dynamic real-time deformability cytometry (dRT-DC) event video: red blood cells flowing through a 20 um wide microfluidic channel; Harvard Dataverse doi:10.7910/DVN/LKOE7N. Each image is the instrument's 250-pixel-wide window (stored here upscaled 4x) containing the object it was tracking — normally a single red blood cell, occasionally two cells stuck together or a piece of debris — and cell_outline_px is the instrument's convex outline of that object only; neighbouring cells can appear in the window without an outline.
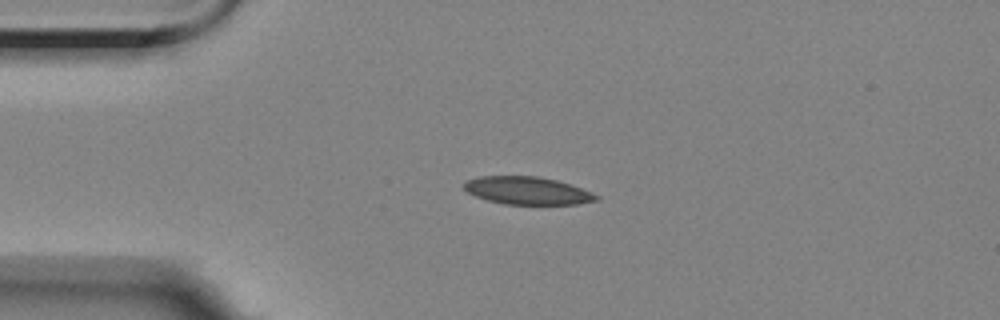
{"species": "Egyptian fruit bat (a non-hibernating species)", "species_latin": "Rousettus aegyptiacus", "temperature_condition": "room temperature", "stored_images_in_passage": 5, "camera_frame_rate_fps": 3000, "um_per_image_px": 0.085, "animal": {"sex": "female"}, "frame": {"image": 1, "passage_image": 3, "time_ms": 2.333, "image_size_px": [1000, 320], "cell_outline_px": [[600, 200], [576, 204], [504, 204], [488, 200], [476, 196], [468, 192], [464, 188], [464, 184], [468, 180], [480, 176], [536, 176], [556, 180], [592, 192], [600, 196]], "centroid_in_image_um": [44.85, 16.21], "position_along_channel_um": 40.2, "area_um2": 21.15}}
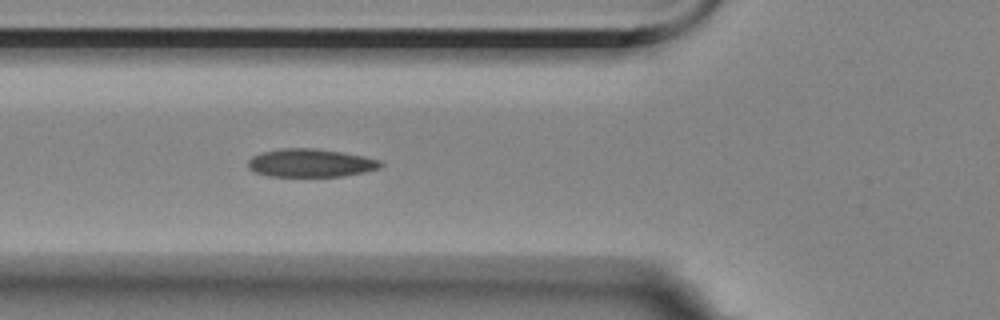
{"frame": {"image": 2, "passage_image": 5, "time_ms": 4.667, "image_size_px": [1000, 320], "cell_outline_px": [[384, 164], [380, 168], [364, 172], [340, 176], [268, 176], [256, 172], [248, 168], [248, 160], [252, 156], [260, 152], [280, 148], [316, 148], [364, 156], [380, 160]], "centroid_in_image_um": [26.38, 13.84], "position_along_channel_um": 99.4, "area_um2": 21.79}}